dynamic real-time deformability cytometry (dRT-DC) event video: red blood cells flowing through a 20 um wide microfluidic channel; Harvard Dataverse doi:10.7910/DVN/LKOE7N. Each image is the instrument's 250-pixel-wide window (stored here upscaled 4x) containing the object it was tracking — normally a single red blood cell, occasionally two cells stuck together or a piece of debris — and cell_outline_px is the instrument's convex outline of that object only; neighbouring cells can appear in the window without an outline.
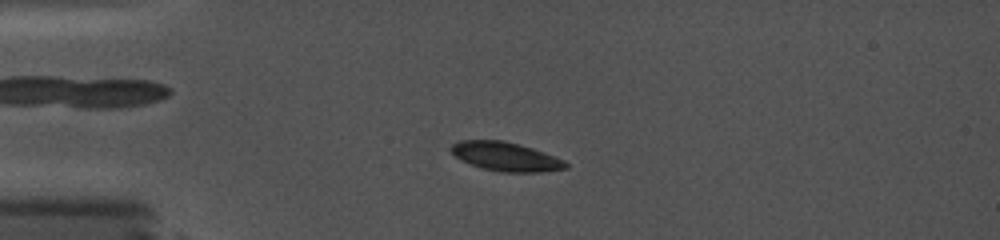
{"species": "common noctule bat (a hibernating species)", "species_latin": "Nyctalus noctula", "temperature_condition": "cold", "stored_images_in_passage": 69, "camera_frame_rate_fps": 5000, "um_per_image_px": 0.085, "animal": {"sex": "female", "body_mass_g": 19.0, "forearm_length_mm": 56.7}, "frame": {"image": 1, "passage_image": 8, "time_ms": 3.0, "image_size_px": [1000, 240], "cell_outline_px": [[568, 168], [540, 172], [504, 172], [480, 168], [460, 160], [452, 152], [452, 144], [460, 140], [504, 140], [532, 148], [544, 152], [564, 160], [568, 164]], "centroid_in_image_um": [42.99, 13.31], "position_along_channel_um": 42.0, "area_um2": 19.25}}
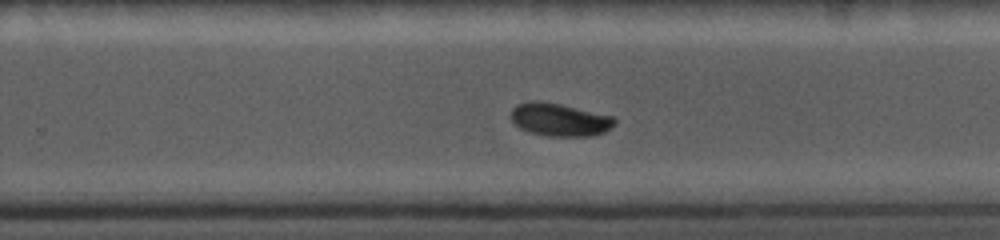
{"frame": {"image": 2, "passage_image": 40, "time_ms": 10.2, "image_size_px": [1000, 240], "cell_outline_px": [[616, 124], [604, 132], [592, 136], [548, 136], [528, 132], [520, 128], [508, 116], [512, 108], [516, 104], [532, 100], [540, 100], [560, 104], [616, 116]], "centroid_in_image_um": [47.56, 10.16], "position_along_channel_um": 282.2, "area_um2": 20.29}}
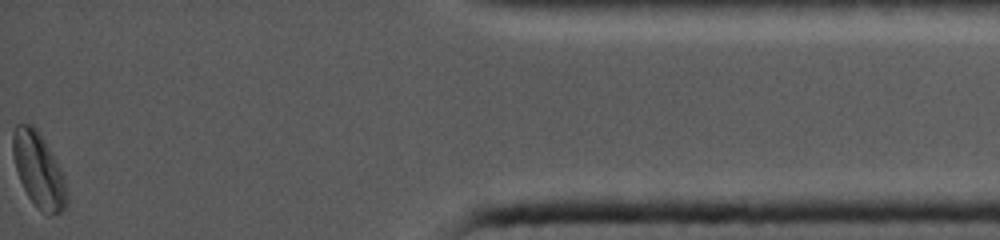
{"frame": {"image": 3, "passage_image": 69, "time_ms": 15.4, "image_size_px": [1000, 240], "cell_outline_px": [[68, 204], [60, 212], [48, 216], [28, 196], [20, 180], [12, 156], [12, 132], [16, 124], [32, 124], [36, 128], [60, 168], [64, 176], [68, 196]], "centroid_in_image_um": [3.28, 14.45], "position_along_channel_um": 431.9, "area_um2": 23.24}}